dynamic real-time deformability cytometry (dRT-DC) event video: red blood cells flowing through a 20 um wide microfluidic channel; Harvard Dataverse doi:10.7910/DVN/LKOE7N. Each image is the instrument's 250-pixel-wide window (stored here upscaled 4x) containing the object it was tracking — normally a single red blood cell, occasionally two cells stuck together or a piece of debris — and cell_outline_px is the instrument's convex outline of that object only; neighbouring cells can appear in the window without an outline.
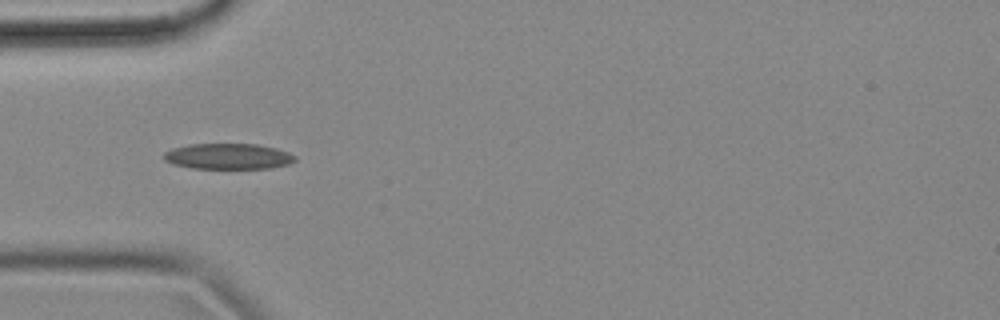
{"species": "common noctule bat (a hibernating species)", "species_latin": "Nyctalus noctula", "temperature_condition": "cold", "stored_images_in_passage": 41, "camera_frame_rate_fps": 3000, "um_per_image_px": 0.085, "animal": {"sex": "female", "body_mass_g": 18.4}, "frame": {"image": 1, "passage_image": 1, "time_ms": 0.0, "image_size_px": [1000, 320], "cell_outline_px": [[296, 160], [288, 164], [268, 168], [192, 168], [172, 164], [164, 160], [164, 152], [172, 148], [192, 144], [256, 144], [276, 148], [288, 152], [296, 156]], "centroid_in_image_um": [19.38, 13.28], "position_along_channel_um": 65.6, "area_um2": 19.59}}
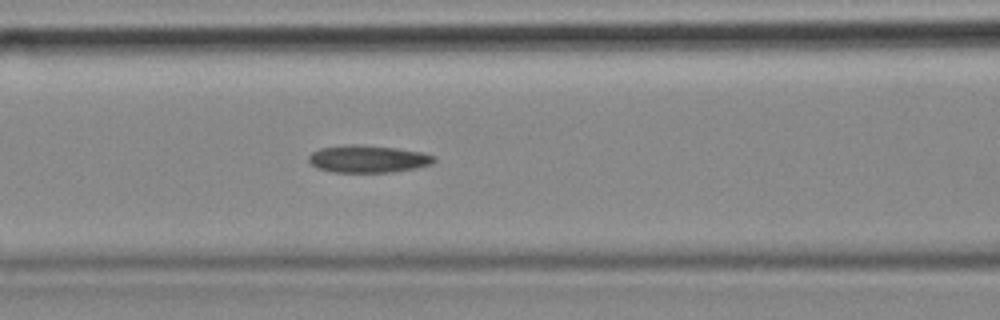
{"frame": {"image": 2, "passage_image": 7, "time_ms": 2.0, "image_size_px": [1000, 320], "cell_outline_px": [[436, 160], [432, 164], [416, 168], [392, 172], [332, 172], [316, 168], [308, 160], [308, 156], [312, 152], [320, 148], [352, 144], [356, 144], [396, 148], [420, 152], [436, 156]], "centroid_in_image_um": [31.28, 13.51], "position_along_channel_um": 135.3, "area_um2": 20.0}}
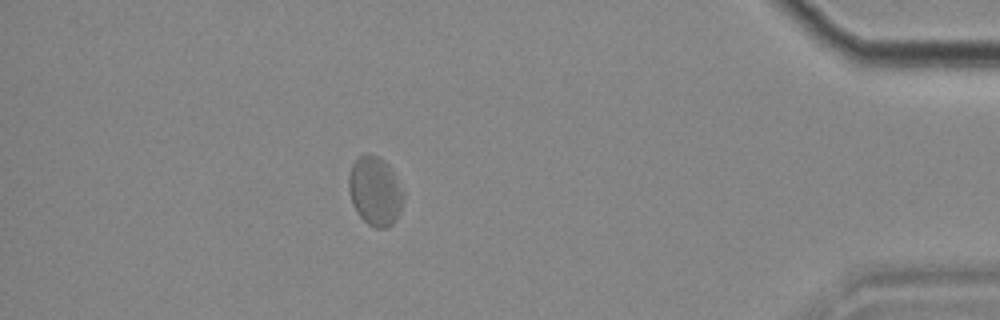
{"frame": {"image": 3, "passage_image": 34, "time_ms": 11.0, "image_size_px": [1000, 320], "cell_outline_px": [[404, 200], [400, 212], [396, 220], [392, 224], [384, 228], [376, 228], [368, 224], [356, 212], [352, 204], [348, 192], [348, 176], [352, 164], [360, 156], [368, 152], [380, 156], [388, 164], [404, 192]], "centroid_in_image_um": [31.87, 16.23], "position_along_channel_um": 403.3, "area_um2": 22.31}, "authors_computed_cell_mechanics": {"area_um2": 20.519, "velocity_mm_per_s": 3.4956, "shape_relaxation_time_tau1_ms": null, "shape_relaxation_time_tau2_ms": 5.5094, "deformation_change_tau1": null, "deformation_change_tau2": 0.1199}}